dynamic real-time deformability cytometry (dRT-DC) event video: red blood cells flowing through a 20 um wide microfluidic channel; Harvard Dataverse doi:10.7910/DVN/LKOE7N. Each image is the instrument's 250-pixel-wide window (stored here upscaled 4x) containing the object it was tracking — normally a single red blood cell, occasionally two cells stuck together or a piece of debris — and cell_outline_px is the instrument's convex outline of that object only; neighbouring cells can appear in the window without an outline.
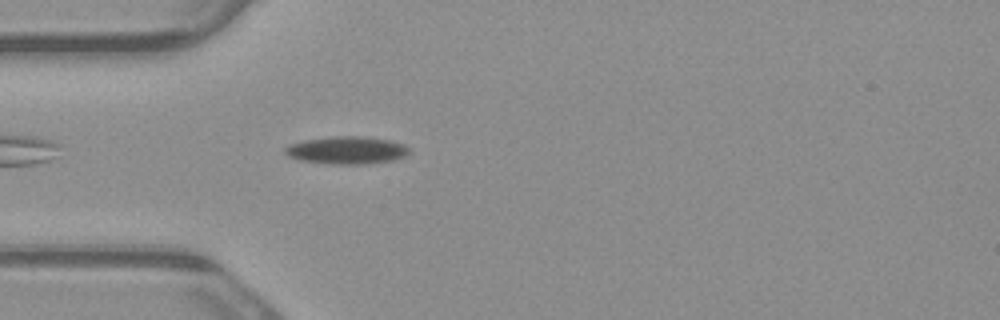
{"species": "common noctule bat (a hibernating species)", "species_latin": "Nyctalus noctula", "temperature_condition": "warm", "stored_images_in_passage": 5, "camera_frame_rate_fps": 3000, "um_per_image_px": 0.085, "animal": {"sex": "male", "body_mass_g": 23.1, "forearm_length_mm": 52.7}, "frame": {"image": 1, "passage_image": 5, "time_ms": 1.333, "image_size_px": [1000, 320], "cell_outline_px": [[408, 152], [404, 156], [392, 160], [364, 164], [332, 164], [300, 160], [288, 156], [284, 152], [284, 148], [288, 144], [304, 140], [332, 136], [360, 136], [388, 140], [404, 144], [408, 148]], "centroid_in_image_um": [29.42, 12.76], "position_along_channel_um": 55.6, "area_um2": 19.83}}